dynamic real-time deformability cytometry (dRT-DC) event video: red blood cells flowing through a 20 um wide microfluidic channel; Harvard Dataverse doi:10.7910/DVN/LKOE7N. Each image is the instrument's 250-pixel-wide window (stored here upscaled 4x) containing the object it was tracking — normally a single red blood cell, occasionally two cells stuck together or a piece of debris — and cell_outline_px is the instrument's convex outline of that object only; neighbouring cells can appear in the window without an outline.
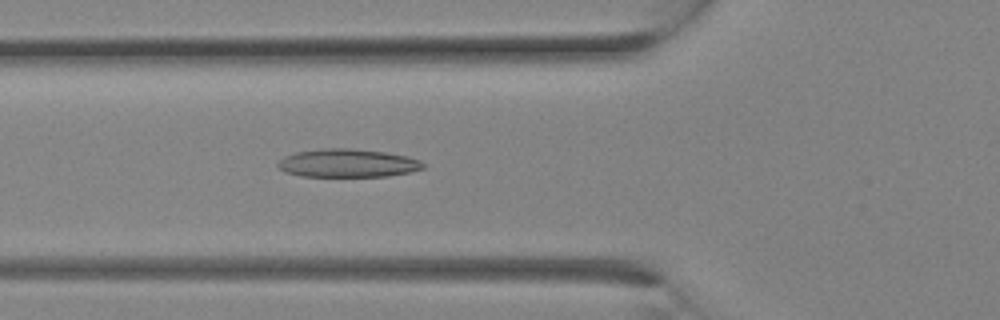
{"species": "Egyptian fruit bat (a non-hibernating species)", "species_latin": "Rousettus aegyptiacus", "temperature_condition": "room temperature", "stored_images_in_passage": 9, "camera_frame_rate_fps": 3000, "um_per_image_px": 0.085, "animal": {"sex": "female"}, "frame": {"image": 1, "passage_image": 9, "time_ms": 2.667, "image_size_px": [1000, 320], "cell_outline_px": [[424, 168], [408, 172], [388, 176], [300, 176], [284, 172], [276, 164], [284, 156], [296, 152], [324, 148], [348, 148], [384, 152], [408, 156], [420, 160], [424, 164]], "centroid_in_image_um": [29.53, 13.86], "position_along_channel_um": 96.3, "area_um2": 23.81}}